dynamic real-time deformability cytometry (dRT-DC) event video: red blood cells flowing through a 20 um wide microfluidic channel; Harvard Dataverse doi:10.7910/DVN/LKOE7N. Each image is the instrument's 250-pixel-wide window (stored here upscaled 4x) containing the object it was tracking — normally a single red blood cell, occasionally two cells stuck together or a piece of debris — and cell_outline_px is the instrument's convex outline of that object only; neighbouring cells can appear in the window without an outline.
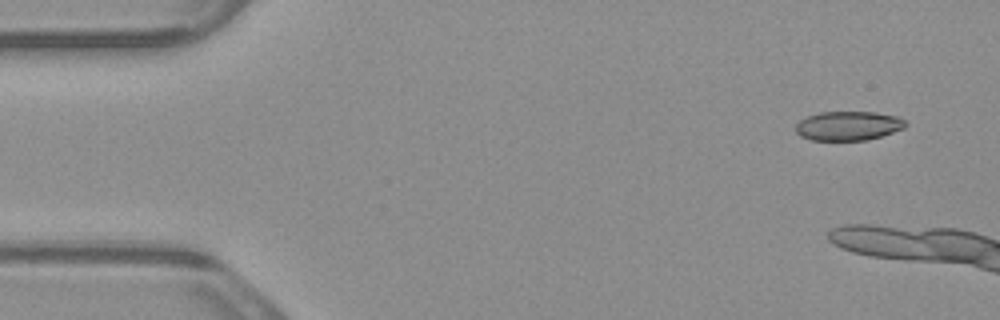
{"species": "common noctule bat (a hibernating species)", "species_latin": "Nyctalus noctula", "temperature_condition": "warm", "stored_images_in_passage": 4, "camera_frame_rate_fps": 3000, "um_per_image_px": 0.085, "animal": {"sex": "male", "body_mass_g": 23.1, "forearm_length_mm": 52.7}, "frame": {"image": 1, "passage_image": 1, "time_ms": 0.0, "image_size_px": [1000, 320], "cell_outline_px": [[908, 124], [904, 128], [868, 140], [812, 140], [800, 136], [796, 132], [796, 124], [800, 120], [808, 116], [820, 112], [876, 112], [900, 116]], "centroid_in_image_um": [72.12, 10.69], "position_along_channel_um": 12.9, "area_um2": 18.73}}